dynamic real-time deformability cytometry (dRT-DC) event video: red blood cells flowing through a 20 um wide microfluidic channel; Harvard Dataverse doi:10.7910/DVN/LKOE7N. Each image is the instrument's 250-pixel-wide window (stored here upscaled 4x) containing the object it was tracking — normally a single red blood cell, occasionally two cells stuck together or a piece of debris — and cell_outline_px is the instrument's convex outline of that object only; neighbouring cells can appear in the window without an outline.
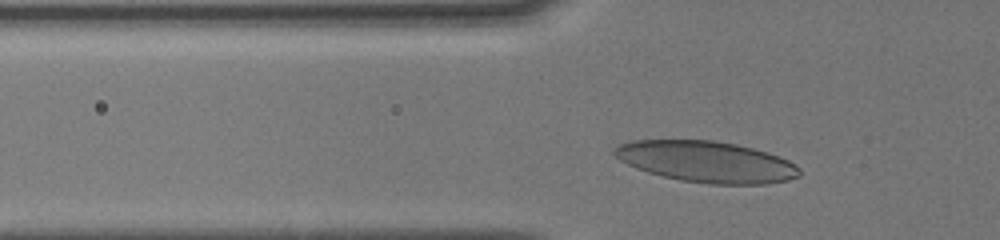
{"species": "human", "species_latin": "Homo sapiens", "temperature_condition": "cold", "stored_images_in_passage": 8, "camera_frame_rate_fps": 3000, "um_per_image_px": 0.085, "donor": {"sex": "male"}, "frame": {"image": 1, "passage_image": 6, "time_ms": 1.667, "image_size_px": [1000, 240], "cell_outline_px": [[800, 176], [788, 180], [768, 184], [708, 184], [680, 180], [648, 172], [636, 168], [620, 160], [612, 152], [612, 148], [616, 144], [632, 140], [712, 140], [736, 144], [768, 152], [780, 156], [796, 164], [800, 168]], "centroid_in_image_um": [60.05, 13.74], "position_along_channel_um": 65.7, "area_um2": 44.68}}